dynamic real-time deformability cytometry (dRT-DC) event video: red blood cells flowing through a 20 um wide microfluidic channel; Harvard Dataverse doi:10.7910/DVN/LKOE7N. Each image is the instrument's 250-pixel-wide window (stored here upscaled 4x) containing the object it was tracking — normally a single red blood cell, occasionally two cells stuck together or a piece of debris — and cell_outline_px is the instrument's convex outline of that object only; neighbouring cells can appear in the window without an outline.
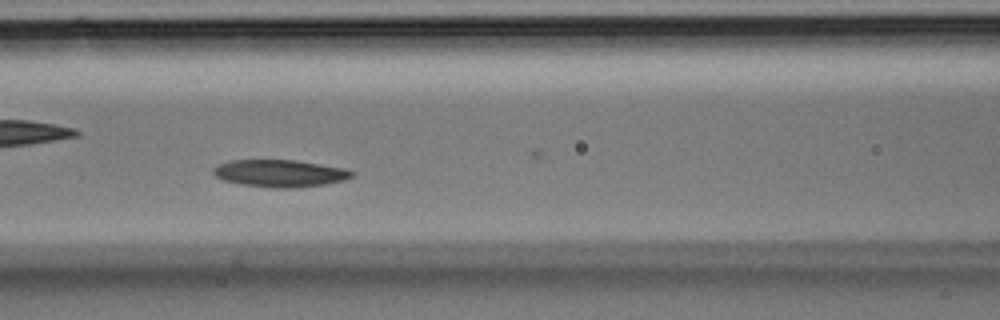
{"species": "Egyptian fruit bat (a non-hibernating species)", "species_latin": "Rousettus aegyptiacus", "temperature_condition": "room temperature", "stored_images_in_passage": 28, "camera_frame_rate_fps": 3000, "um_per_image_px": 0.085, "animal": {"sex": "male"}, "frame": {"image": 1, "passage_image": 6, "time_ms": 1.667, "image_size_px": [1000, 320], "cell_outline_px": [[356, 172], [352, 176], [344, 180], [324, 184], [292, 188], [276, 188], [240, 184], [224, 180], [216, 176], [212, 172], [212, 168], [216, 164], [228, 160], [296, 160], [344, 168]], "centroid_in_image_um": [23.75, 14.72], "position_along_channel_um": 142.8, "area_um2": 22.02}}
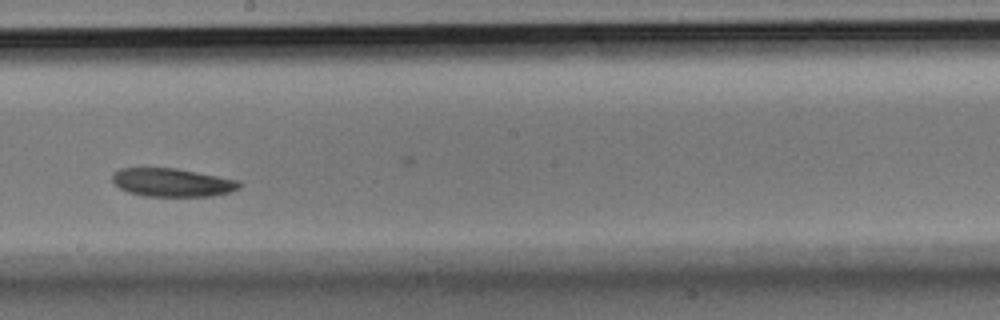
{"frame": {"image": 2, "passage_image": 11, "time_ms": 3.333, "image_size_px": [1000, 320], "cell_outline_px": [[240, 188], [232, 192], [212, 196], [144, 196], [128, 192], [120, 188], [112, 180], [112, 172], [120, 168], [176, 168], [240, 180]], "centroid_in_image_um": [14.65, 15.51], "position_along_channel_um": 233.5, "area_um2": 21.1}}
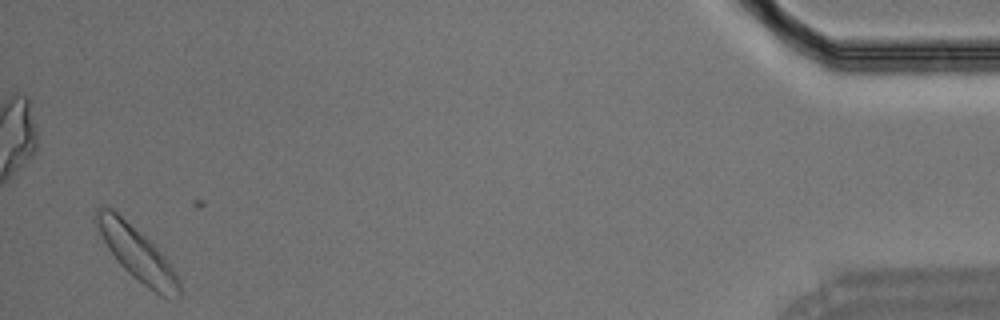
{"frame": {"image": 3, "passage_image": 26, "time_ms": 8.333, "image_size_px": [1000, 320], "cell_outline_px": [[180, 296], [176, 300], [164, 296], [148, 288], [132, 276], [116, 260], [108, 248], [92, 220], [96, 208], [100, 204], [104, 204], [112, 208], [148, 240], [172, 264], [180, 280]], "centroid_in_image_um": [11.61, 21.52], "position_along_channel_um": 423.6, "area_um2": 25.89}}